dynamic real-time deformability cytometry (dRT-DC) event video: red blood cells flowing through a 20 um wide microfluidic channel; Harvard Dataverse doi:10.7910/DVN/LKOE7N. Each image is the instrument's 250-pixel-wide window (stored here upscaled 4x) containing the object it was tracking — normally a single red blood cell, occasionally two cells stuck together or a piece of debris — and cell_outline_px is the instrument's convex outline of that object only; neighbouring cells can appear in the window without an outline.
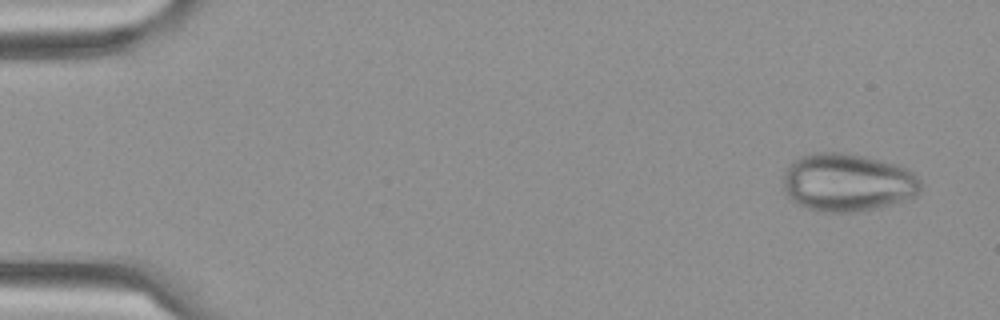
{"species": "Egyptian fruit bat (a non-hibernating species)", "species_latin": "Rousettus aegyptiacus", "temperature_condition": "cold", "stored_images_in_passage": 6, "camera_frame_rate_fps": 3000, "um_per_image_px": 0.085, "frame": {"image": 1, "passage_image": 1, "time_ms": 0.0, "image_size_px": [1000, 320], "cell_outline_px": [[924, 184], [920, 192], [916, 196], [880, 208], [856, 212], [816, 212], [792, 200], [784, 188], [784, 172], [796, 160], [804, 156], [820, 152], [840, 152], [864, 156], [896, 164], [908, 168]], "centroid_in_image_um": [72.11, 15.53], "position_along_channel_um": 12.9, "area_um2": 46.47}}